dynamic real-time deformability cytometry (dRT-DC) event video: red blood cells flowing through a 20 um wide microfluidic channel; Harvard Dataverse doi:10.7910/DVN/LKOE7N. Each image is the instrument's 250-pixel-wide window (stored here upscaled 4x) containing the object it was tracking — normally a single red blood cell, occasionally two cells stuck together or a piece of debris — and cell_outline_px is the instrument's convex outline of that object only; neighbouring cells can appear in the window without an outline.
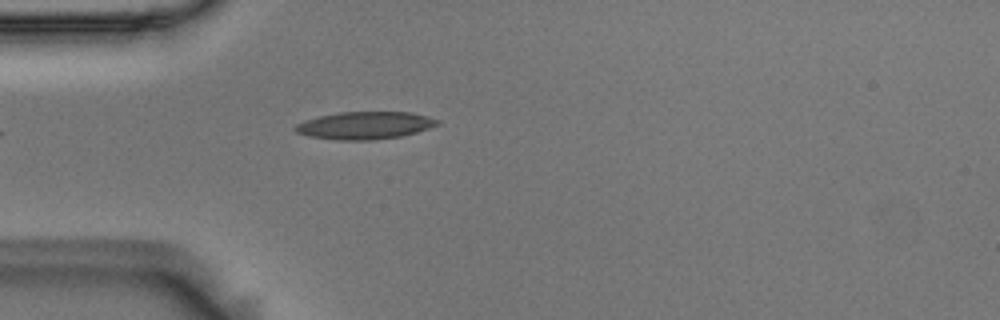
{"species": "Egyptian fruit bat (a non-hibernating species)", "species_latin": "Rousettus aegyptiacus", "temperature_condition": "room temperature", "stored_images_in_passage": 2, "camera_frame_rate_fps": 3000, "um_per_image_px": 0.085, "animal": {"sex": "male"}, "frame": {"image": 1, "passage_image": 2, "time_ms": 0.333, "image_size_px": [1000, 320], "cell_outline_px": [[440, 124], [416, 132], [400, 136], [372, 140], [340, 140], [308, 136], [296, 132], [292, 128], [296, 124], [320, 116], [340, 112], [412, 112], [428, 116], [440, 120]], "centroid_in_image_um": [31.03, 10.66], "position_along_channel_um": 54.0, "area_um2": 22.66}}